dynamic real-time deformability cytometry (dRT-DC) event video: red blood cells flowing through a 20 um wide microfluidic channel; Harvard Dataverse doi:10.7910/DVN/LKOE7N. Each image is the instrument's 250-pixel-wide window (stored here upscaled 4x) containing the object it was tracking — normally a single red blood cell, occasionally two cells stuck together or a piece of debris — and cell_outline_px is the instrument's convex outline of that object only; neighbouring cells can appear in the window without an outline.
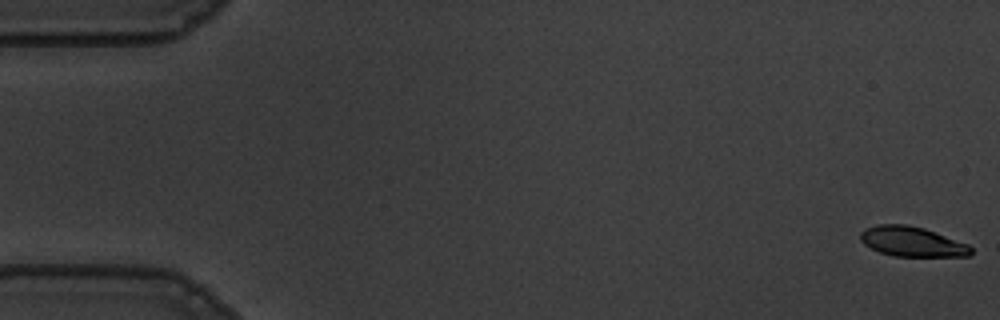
{"species": "common noctule bat (a hibernating species)", "species_latin": "Nyctalus noctula", "temperature_condition": "warm", "stored_images_in_passage": 56, "camera_frame_rate_fps": 3000, "um_per_image_px": 0.085, "animal": {"sex": "male", "body_mass_g": 19.5, "forearm_length_mm": 54.6}, "frame": {"image": 1, "passage_image": 1, "time_ms": 0.0, "image_size_px": [1000, 320], "cell_outline_px": [[972, 252], [968, 256], [896, 256], [880, 252], [864, 244], [860, 240], [860, 232], [864, 228], [876, 224], [908, 224], [924, 228], [968, 244], [972, 248]], "centroid_in_image_um": [77.5, 20.52], "position_along_channel_um": 7.5, "area_um2": 19.25}}
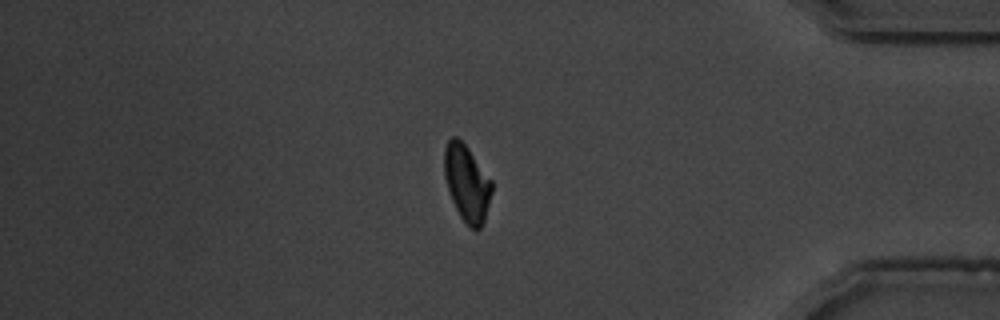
{"frame": {"image": 2, "passage_image": 48, "time_ms": 15.667, "image_size_px": [1000, 320], "cell_outline_px": [[492, 192], [484, 220], [480, 228], [476, 232], [460, 216], [452, 200], [444, 176], [444, 148], [448, 140], [452, 136], [456, 136], [468, 148], [492, 180]], "centroid_in_image_um": [39.68, 15.54], "position_along_channel_um": 395.5, "area_um2": 20.98}}
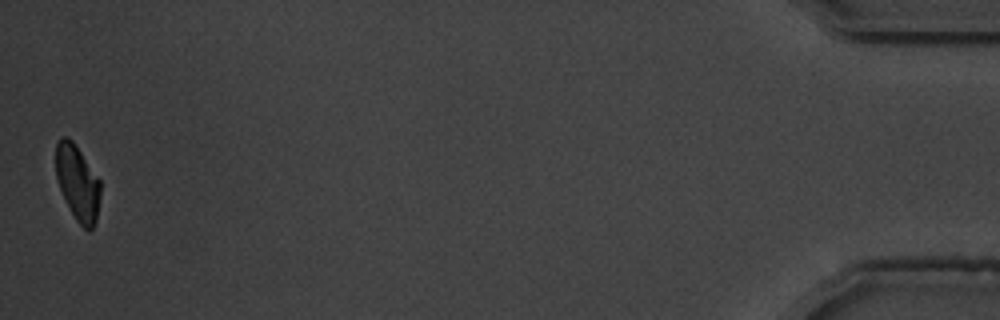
{"frame": {"image": 3, "passage_image": 56, "time_ms": 18.333, "image_size_px": [1000, 320], "cell_outline_px": [[100, 196], [96, 220], [92, 228], [88, 232], [76, 220], [60, 188], [56, 176], [56, 140], [60, 136], [68, 136], [72, 140], [100, 180]], "centroid_in_image_um": [6.59, 15.5], "position_along_channel_um": 428.6, "area_um2": 19.36}, "authors_computed_cell_mechanics": {"area_um2": 21.6461, "velocity_mm_per_s": 3.5959, "shape_relaxation_time_tau1_ms": 2.4432, "shape_relaxation_time_tau2_ms": 2.5447, "deformation_change_tau1": 0.1444, "deformation_change_tau2": 0.0703}}